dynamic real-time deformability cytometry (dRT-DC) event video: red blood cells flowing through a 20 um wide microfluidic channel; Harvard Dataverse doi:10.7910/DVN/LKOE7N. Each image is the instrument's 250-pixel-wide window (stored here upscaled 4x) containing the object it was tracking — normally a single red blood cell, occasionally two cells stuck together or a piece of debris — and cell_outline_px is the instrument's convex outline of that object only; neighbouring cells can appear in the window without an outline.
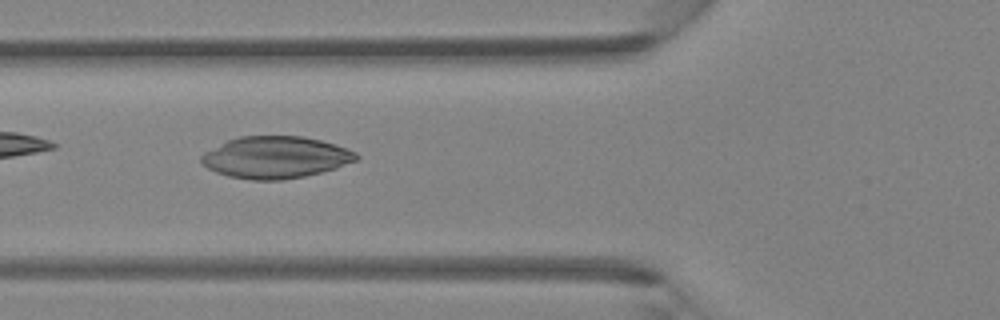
{"species": "Egyptian fruit bat (a non-hibernating species)", "species_latin": "Rousettus aegyptiacus", "temperature_condition": "room temperature", "stored_images_in_passage": 45, "camera_frame_rate_fps": 3000, "um_per_image_px": 0.085, "animal": {"sex": "female"}, "frame": {"image": 1, "passage_image": 16, "time_ms": 5.0, "image_size_px": [1000, 320], "cell_outline_px": [[360, 156], [356, 160], [336, 168], [304, 176], [280, 180], [252, 180], [228, 176], [216, 172], [208, 168], [200, 160], [200, 156], [204, 152], [228, 140], [240, 136], [304, 136], [320, 140], [356, 152]], "centroid_in_image_um": [23.4, 13.37], "position_along_channel_um": 102.4, "area_um2": 37.57}}
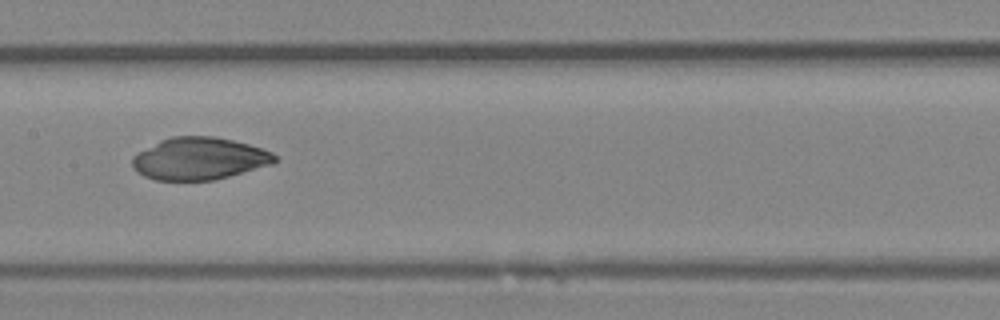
{"frame": {"image": 2, "passage_image": 22, "time_ms": 7.0, "image_size_px": [1000, 320], "cell_outline_px": [[280, 160], [272, 164], [216, 180], [156, 180], [144, 176], [136, 172], [132, 168], [132, 156], [160, 140], [172, 136], [212, 136], [232, 140], [248, 144], [272, 152]], "centroid_in_image_um": [16.93, 13.49], "position_along_channel_um": 190.5, "area_um2": 35.14}}
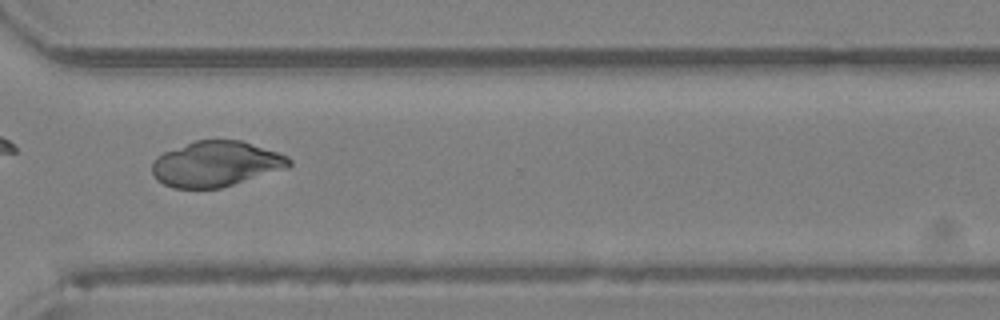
{"frame": {"image": 3, "passage_image": 33, "time_ms": 10.667, "image_size_px": [1000, 320], "cell_outline_px": [[292, 164], [288, 168], [220, 188], [172, 188], [156, 180], [152, 176], [152, 160], [156, 156], [164, 152], [196, 140], [240, 140], [288, 156], [292, 160]], "centroid_in_image_um": [18.33, 13.94], "position_along_channel_um": 352.3, "area_um2": 36.24}}